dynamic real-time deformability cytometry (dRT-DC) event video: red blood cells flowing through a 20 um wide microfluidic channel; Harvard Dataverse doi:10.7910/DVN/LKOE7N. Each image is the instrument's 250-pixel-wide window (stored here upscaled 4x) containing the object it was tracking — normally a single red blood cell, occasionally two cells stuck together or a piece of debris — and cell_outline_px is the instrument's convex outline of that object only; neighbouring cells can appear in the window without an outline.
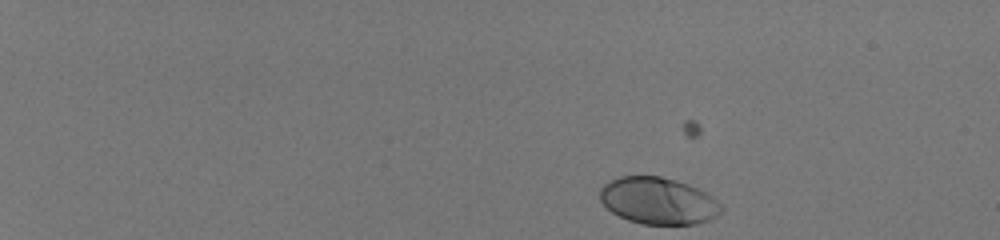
{"species": "human", "species_latin": "Homo sapiens", "temperature_condition": "room temperature", "stored_images_in_passage": 18, "camera_frame_rate_fps": 3000, "um_per_image_px": 0.085, "donor": {"sex": "male"}, "frame": {"image": 1, "passage_image": 1, "time_ms": 0.0, "image_size_px": [1000, 240], "cell_outline_px": [[724, 208], [716, 216], [708, 220], [696, 224], [644, 224], [628, 220], [612, 212], [600, 200], [600, 188], [604, 184], [620, 176], [660, 176], [676, 180], [688, 184], [712, 196]], "centroid_in_image_um": [55.95, 17.07], "position_along_channel_um": 29.1, "area_um2": 32.89}}
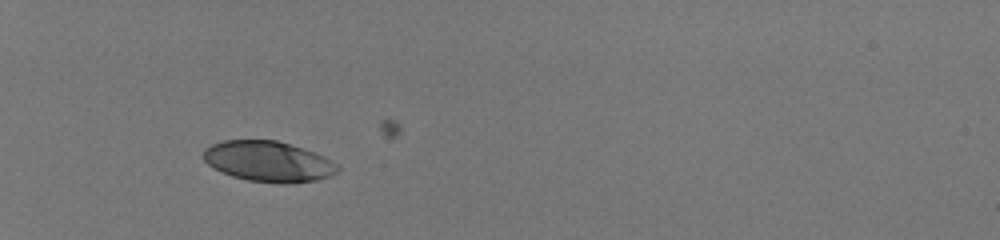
{"frame": {"image": 2, "passage_image": 13, "time_ms": 4.0, "image_size_px": [1000, 240], "cell_outline_px": [[340, 168], [336, 172], [328, 176], [316, 180], [248, 180], [232, 176], [220, 172], [208, 164], [204, 160], [204, 148], [212, 144], [224, 140], [276, 140], [304, 148], [324, 156], [336, 164]], "centroid_in_image_um": [22.75, 13.66], "position_along_channel_um": 62.2, "area_um2": 30.63}}